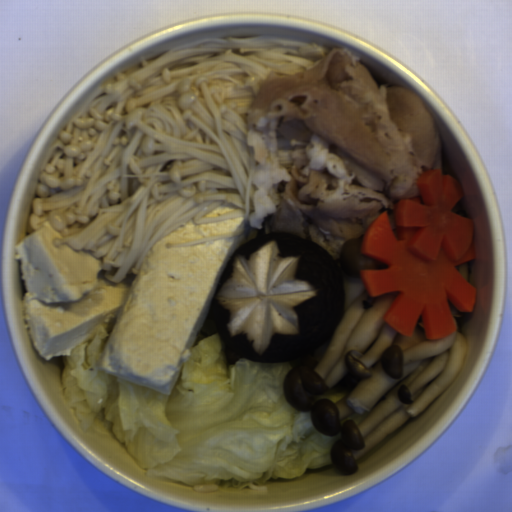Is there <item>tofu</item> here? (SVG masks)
Listing matches in <instances>:
<instances>
[{"instance_id":"obj_1","label":"tofu","mask_w":512,"mask_h":512,"mask_svg":"<svg viewBox=\"0 0 512 512\" xmlns=\"http://www.w3.org/2000/svg\"><path fill=\"white\" fill-rule=\"evenodd\" d=\"M245 218L190 219L154 243L136 274L113 283L84 247L56 246L50 222L14 249L27 292L21 307L33 350L42 359L71 355L100 325L110 335L99 371L169 395L203 329L217 285L248 235L182 247L167 244L242 233Z\"/></svg>"},{"instance_id":"obj_2","label":"tofu","mask_w":512,"mask_h":512,"mask_svg":"<svg viewBox=\"0 0 512 512\" xmlns=\"http://www.w3.org/2000/svg\"><path fill=\"white\" fill-rule=\"evenodd\" d=\"M239 208L240 207H238L234 203H226V204H221V205L213 208L212 210H210L209 212H207L204 215H205V217H209V218L221 217V216L227 215L229 213L238 211Z\"/></svg>"}]
</instances>
